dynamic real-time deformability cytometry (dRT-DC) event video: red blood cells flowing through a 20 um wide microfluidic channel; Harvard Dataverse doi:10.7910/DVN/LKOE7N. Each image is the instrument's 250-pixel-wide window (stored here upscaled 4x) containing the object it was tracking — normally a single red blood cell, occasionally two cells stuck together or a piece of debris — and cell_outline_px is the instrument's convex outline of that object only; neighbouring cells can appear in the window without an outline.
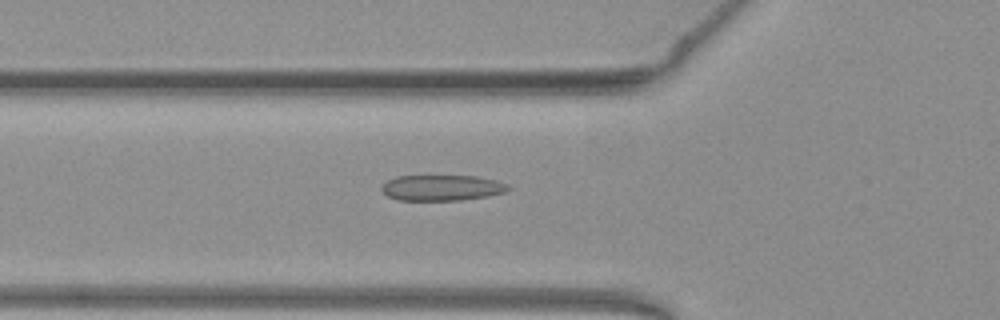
{"species": "common noctule bat (a hibernating species)", "species_latin": "Nyctalus noctula", "temperature_condition": "warm", "stored_images_in_passage": 41, "camera_frame_rate_fps": 3000, "um_per_image_px": 0.085, "animal": {"sex": "female", "body_mass_g": 19.3, "forearm_length_mm": 54.1}, "frame": {"image": 1, "passage_image": 6, "time_ms": 1.667, "image_size_px": [1000, 320], "cell_outline_px": [[512, 188], [504, 192], [488, 196], [460, 200], [396, 200], [388, 196], [380, 188], [388, 180], [396, 176], [476, 176], [496, 180], [508, 184]], "centroid_in_image_um": [37.58, 15.96], "position_along_channel_um": 88.2, "area_um2": 18.96}}
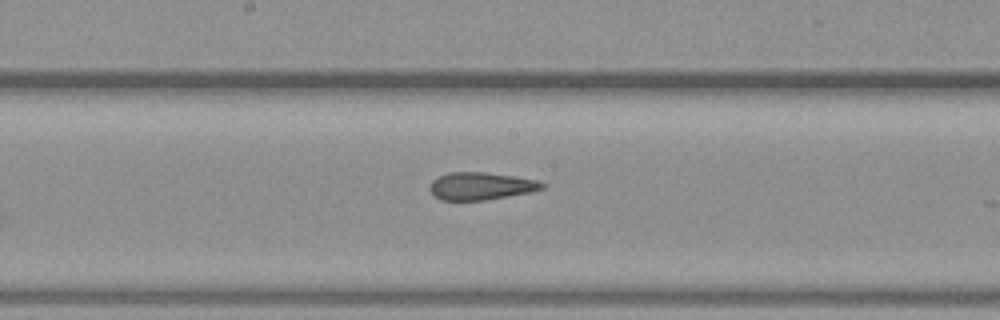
{"frame": {"image": 2, "passage_image": 15, "time_ms": 4.667, "image_size_px": [1000, 320], "cell_outline_px": [[544, 188], [532, 192], [484, 200], [440, 200], [432, 196], [428, 188], [432, 180], [448, 172], [484, 172], [512, 176], [536, 180], [544, 184]], "centroid_in_image_um": [40.81, 15.82], "position_along_channel_um": 207.4, "area_um2": 18.03}}
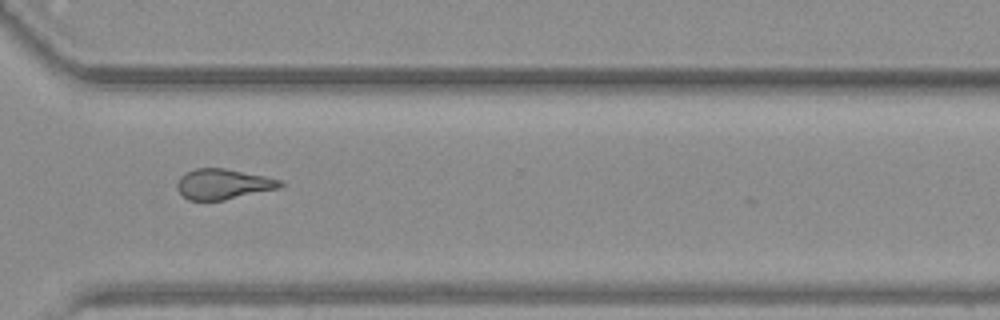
{"frame": {"image": 3, "passage_image": 26, "time_ms": 8.333, "image_size_px": [1000, 320], "cell_outline_px": [[284, 184], [280, 188], [224, 200], [188, 200], [176, 188], [176, 184], [180, 176], [184, 172], [196, 168], [224, 168], [284, 180]], "centroid_in_image_um": [18.97, 15.64], "position_along_channel_um": 351.6, "area_um2": 18.32}, "authors_computed_cell_mechanics": {"area_um2": 18.0336, "velocity_mm_per_s": 3.9395, "shape_relaxation_time_tau1_ms": 9.5546, "shape_relaxation_time_tau2_ms": 1.9843, "deformation_change_tau1": 0.2068, "deformation_change_tau2": 0.1253}}